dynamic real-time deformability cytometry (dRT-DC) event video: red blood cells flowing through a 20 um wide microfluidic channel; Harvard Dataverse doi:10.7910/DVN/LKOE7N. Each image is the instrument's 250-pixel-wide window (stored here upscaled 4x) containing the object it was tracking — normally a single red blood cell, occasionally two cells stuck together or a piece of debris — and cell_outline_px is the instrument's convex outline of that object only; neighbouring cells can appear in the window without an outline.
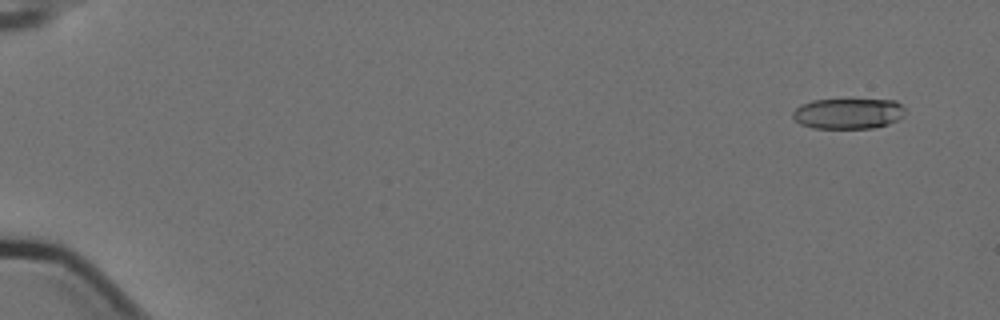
{"species": "Egyptian fruit bat (a non-hibernating species)", "species_latin": "Rousettus aegyptiacus", "temperature_condition": "cold", "stored_images_in_passage": 4, "camera_frame_rate_fps": 3000, "um_per_image_px": 0.085, "animal": {"sex": "female"}, "frame": {"image": 1, "passage_image": 1, "time_ms": 0.0, "image_size_px": [1000, 320], "cell_outline_px": [[904, 116], [888, 124], [872, 128], [812, 128], [800, 124], [792, 116], [792, 112], [800, 104], [812, 100], [896, 100], [904, 108]], "centroid_in_image_um": [72.07, 9.65], "position_along_channel_um": 12.9, "area_um2": 20.0}}